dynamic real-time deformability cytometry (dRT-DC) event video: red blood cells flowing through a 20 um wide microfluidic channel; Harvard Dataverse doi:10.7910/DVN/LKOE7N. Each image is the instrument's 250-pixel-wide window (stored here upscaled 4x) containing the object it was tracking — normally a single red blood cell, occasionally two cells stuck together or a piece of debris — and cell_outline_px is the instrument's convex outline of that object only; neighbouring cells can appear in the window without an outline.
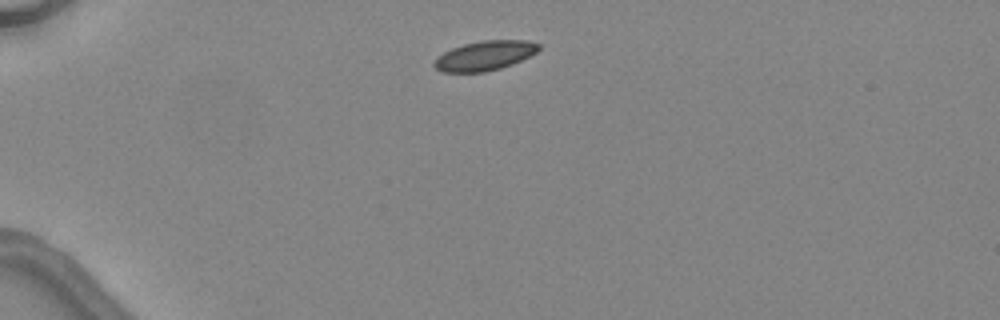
{"species": "common noctule bat (a hibernating species)", "species_latin": "Nyctalus noctula", "temperature_condition": "warm", "stored_images_in_passage": 2, "camera_frame_rate_fps": 3000, "um_per_image_px": 0.085, "animal": {"sex": "female", "body_mass_g": 24.6, "forearm_length_mm": 56.2}, "frame": {"image": 1, "passage_image": 1, "time_ms": 0.0, "image_size_px": [1000, 320], "cell_outline_px": [[540, 48], [536, 52], [512, 64], [500, 68], [484, 72], [440, 72], [432, 64], [436, 56], [452, 48], [464, 44], [484, 40], [528, 40], [540, 44]], "centroid_in_image_um": [41.17, 4.73], "position_along_channel_um": 43.8, "area_um2": 17.98}}